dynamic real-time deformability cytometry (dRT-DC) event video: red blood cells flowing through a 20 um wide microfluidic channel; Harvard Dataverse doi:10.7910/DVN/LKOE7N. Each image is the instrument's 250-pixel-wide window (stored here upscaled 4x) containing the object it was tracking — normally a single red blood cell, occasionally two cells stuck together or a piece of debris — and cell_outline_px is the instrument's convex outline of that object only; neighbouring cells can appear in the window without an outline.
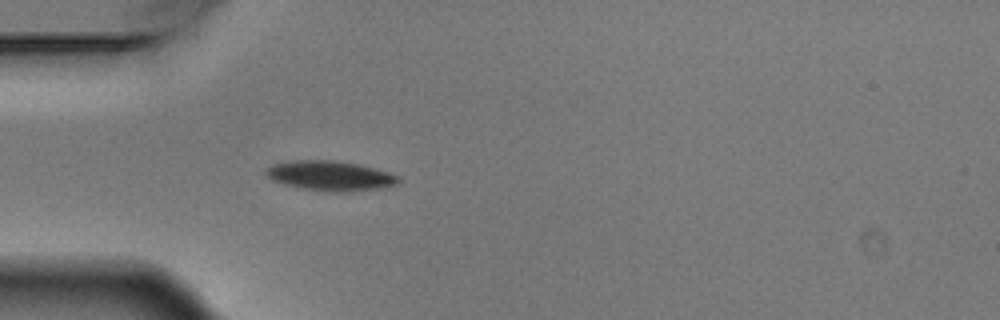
{"species": "Egyptian fruit bat (a non-hibernating species)", "species_latin": "Rousettus aegyptiacus", "temperature_condition": "warm", "stored_images_in_passage": 4, "camera_frame_rate_fps": 3000, "um_per_image_px": 0.085, "animal": {"sex": "male"}, "frame": {"image": 1, "passage_image": 4, "time_ms": 1.0, "image_size_px": [1000, 320], "cell_outline_px": [[400, 180], [396, 184], [380, 188], [348, 192], [336, 192], [300, 188], [284, 184], [272, 180], [264, 172], [268, 168], [276, 164], [296, 160], [332, 160], [356, 164], [388, 172], [400, 176]], "centroid_in_image_um": [28.08, 14.95], "position_along_channel_um": 56.9, "area_um2": 22.66}}